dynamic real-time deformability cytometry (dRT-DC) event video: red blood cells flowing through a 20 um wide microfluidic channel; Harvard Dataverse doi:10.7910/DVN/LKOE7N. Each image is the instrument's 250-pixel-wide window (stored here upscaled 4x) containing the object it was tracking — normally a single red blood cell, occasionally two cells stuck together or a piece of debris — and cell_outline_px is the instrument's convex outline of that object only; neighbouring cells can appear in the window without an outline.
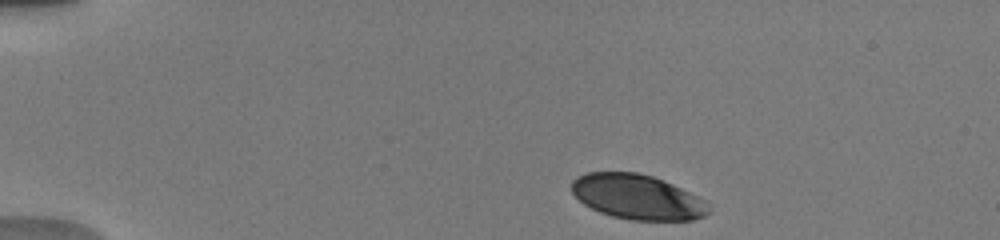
{"species": "human", "species_latin": "Homo sapiens", "temperature_condition": "warm", "stored_images_in_passage": 47, "camera_frame_rate_fps": 3000, "um_per_image_px": 0.085, "donor": {"sex": "male"}, "frame": {"image": 1, "passage_image": 2, "time_ms": 0.333, "image_size_px": [1000, 240], "cell_outline_px": [[708, 212], [704, 216], [692, 220], [632, 220], [612, 216], [600, 212], [584, 204], [572, 192], [572, 180], [576, 176], [588, 172], [636, 172], [652, 176], [664, 180], [708, 200]], "centroid_in_image_um": [54.2, 16.73], "position_along_channel_um": 30.8, "area_um2": 35.89}}
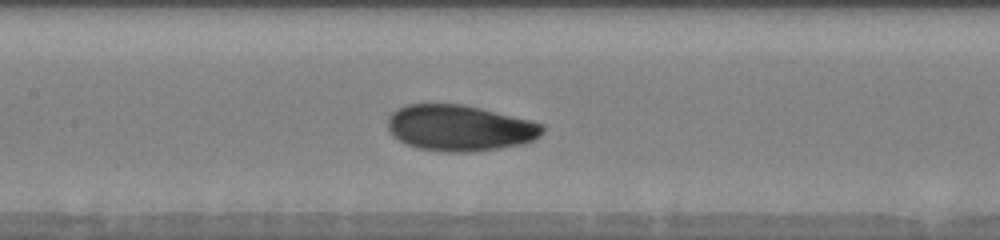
{"frame": {"image": 2, "passage_image": 19, "time_ms": 6.0, "image_size_px": [1000, 240], "cell_outline_px": [[544, 132], [536, 140], [520, 144], [472, 152], [444, 152], [416, 148], [392, 136], [388, 132], [388, 116], [396, 108], [408, 104], [464, 104], [532, 120], [544, 124]], "centroid_in_image_um": [39.08, 10.87], "position_along_channel_um": 168.3, "area_um2": 41.85}}
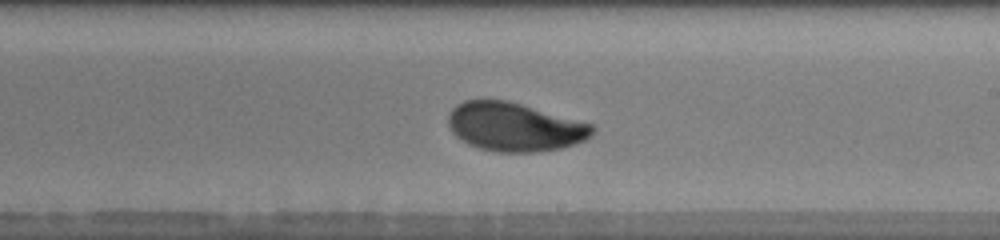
{"frame": {"image": 3, "passage_image": 25, "time_ms": 8.0, "image_size_px": [1000, 240], "cell_outline_px": [[596, 128], [592, 136], [584, 140], [560, 148], [536, 152], [496, 152], [480, 148], [468, 144], [456, 136], [452, 132], [448, 124], [448, 116], [452, 108], [456, 104], [464, 100], [508, 100], [592, 124]], "centroid_in_image_um": [43.72, 10.78], "position_along_channel_um": 245.3, "area_um2": 40.81}, "authors_computed_cell_mechanics": {"area_um2": 40.4022, "velocity_mm_per_s": 3.8541, "shape_relaxation_time_tau1_ms": 2.6797, "shape_relaxation_time_tau2_ms": 0.9354, "deformation_change_tau1": 0.1237, "deformation_change_tau2": 0.0478}}